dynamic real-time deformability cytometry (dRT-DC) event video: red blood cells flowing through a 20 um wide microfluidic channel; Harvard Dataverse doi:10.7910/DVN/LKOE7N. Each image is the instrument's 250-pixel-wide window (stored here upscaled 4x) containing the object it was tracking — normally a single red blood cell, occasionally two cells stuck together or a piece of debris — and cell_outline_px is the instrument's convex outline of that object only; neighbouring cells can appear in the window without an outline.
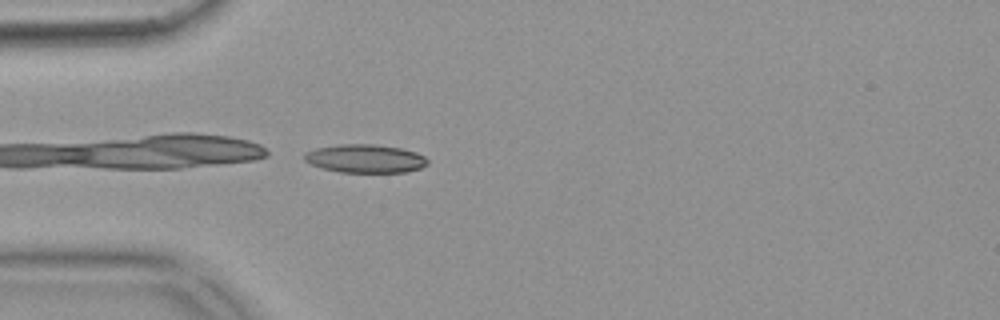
{"species": "common noctule bat (a hibernating species)", "species_latin": "Nyctalus noctula", "temperature_condition": "warm", "stored_images_in_passage": 24, "camera_frame_rate_fps": 3000, "um_per_image_px": 0.085, "animal": {"sex": "female", "body_mass_g": 18.4}, "frame": {"image": 1, "passage_image": 1, "time_ms": 0.0, "image_size_px": [1000, 320], "cell_outline_px": [[428, 164], [420, 168], [408, 172], [340, 172], [320, 168], [304, 160], [304, 152], [316, 148], [340, 144], [372, 144], [400, 148], [416, 152], [424, 156], [428, 160]], "centroid_in_image_um": [31.04, 13.48], "position_along_channel_um": 54.0, "area_um2": 20.4}, "authors_computed_cell_mechanics": {"area_um2": 18.6405, "velocity_mm_per_s": 3.719, "shape_relaxation_time_tau1_ms": null, "shape_relaxation_time_tau2_ms": 8.6371, "deformation_change_tau1": null, "deformation_change_tau2": 0.2145}}